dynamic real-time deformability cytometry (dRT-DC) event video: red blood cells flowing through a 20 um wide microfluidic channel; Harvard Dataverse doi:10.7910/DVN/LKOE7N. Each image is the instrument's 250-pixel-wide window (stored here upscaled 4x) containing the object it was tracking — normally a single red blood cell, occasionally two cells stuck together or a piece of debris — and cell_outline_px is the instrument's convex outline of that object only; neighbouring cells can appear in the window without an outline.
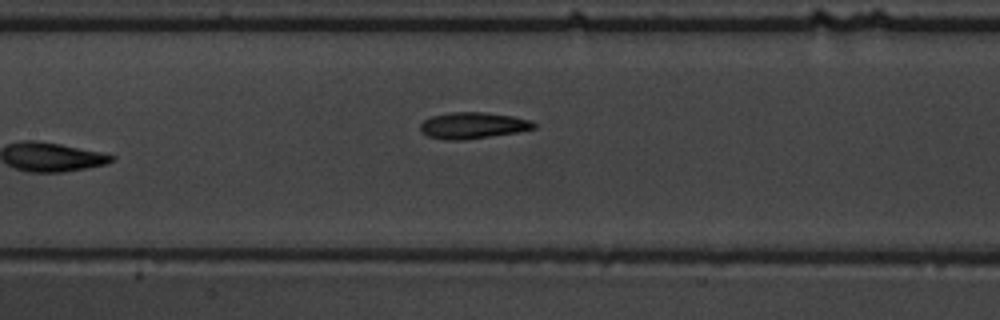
{"species": "common noctule bat (a hibernating species)", "species_latin": "Nyctalus noctula", "temperature_condition": "warm", "stored_images_in_passage": 9, "camera_frame_rate_fps": 3000, "um_per_image_px": 0.085, "animal": {"sex": "male", "body_mass_g": 19.5, "forearm_length_mm": 54.6}, "frame": {"image": 1, "passage_image": 9, "time_ms": 10.333, "image_size_px": [1000, 320], "cell_outline_px": [[536, 128], [516, 132], [464, 140], [444, 140], [428, 136], [420, 132], [420, 124], [424, 120], [432, 116], [452, 112], [488, 112], [512, 116], [528, 120], [536, 124]], "centroid_in_image_um": [40.16, 10.66], "position_along_channel_um": 167.2, "area_um2": 17.4}}